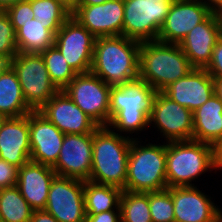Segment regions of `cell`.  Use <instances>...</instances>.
Returning <instances> with one entry per match:
<instances>
[{"instance_id":"1","label":"cell","mask_w":222,"mask_h":222,"mask_svg":"<svg viewBox=\"0 0 222 222\" xmlns=\"http://www.w3.org/2000/svg\"><path fill=\"white\" fill-rule=\"evenodd\" d=\"M140 46V42L123 35L97 37L90 72L109 86L137 79Z\"/></svg>"},{"instance_id":"2","label":"cell","mask_w":222,"mask_h":222,"mask_svg":"<svg viewBox=\"0 0 222 222\" xmlns=\"http://www.w3.org/2000/svg\"><path fill=\"white\" fill-rule=\"evenodd\" d=\"M131 141L129 136H121L108 126H99L93 133L92 168L88 181L125 190Z\"/></svg>"},{"instance_id":"3","label":"cell","mask_w":222,"mask_h":222,"mask_svg":"<svg viewBox=\"0 0 222 222\" xmlns=\"http://www.w3.org/2000/svg\"><path fill=\"white\" fill-rule=\"evenodd\" d=\"M156 91L140 78L111 86L109 128L129 134L149 126V113Z\"/></svg>"},{"instance_id":"4","label":"cell","mask_w":222,"mask_h":222,"mask_svg":"<svg viewBox=\"0 0 222 222\" xmlns=\"http://www.w3.org/2000/svg\"><path fill=\"white\" fill-rule=\"evenodd\" d=\"M192 69L179 44L158 40L141 43L138 78L146 81L156 92H162Z\"/></svg>"},{"instance_id":"5","label":"cell","mask_w":222,"mask_h":222,"mask_svg":"<svg viewBox=\"0 0 222 222\" xmlns=\"http://www.w3.org/2000/svg\"><path fill=\"white\" fill-rule=\"evenodd\" d=\"M208 169H219L213 145L193 139L166 142L167 188L194 186L190 182Z\"/></svg>"},{"instance_id":"6","label":"cell","mask_w":222,"mask_h":222,"mask_svg":"<svg viewBox=\"0 0 222 222\" xmlns=\"http://www.w3.org/2000/svg\"><path fill=\"white\" fill-rule=\"evenodd\" d=\"M132 138L127 163L125 191L155 192L167 189L166 144L139 145Z\"/></svg>"},{"instance_id":"7","label":"cell","mask_w":222,"mask_h":222,"mask_svg":"<svg viewBox=\"0 0 222 222\" xmlns=\"http://www.w3.org/2000/svg\"><path fill=\"white\" fill-rule=\"evenodd\" d=\"M11 67L17 74L23 97L33 111L41 109L59 91L50 79L41 54L18 52L11 60Z\"/></svg>"},{"instance_id":"8","label":"cell","mask_w":222,"mask_h":222,"mask_svg":"<svg viewBox=\"0 0 222 222\" xmlns=\"http://www.w3.org/2000/svg\"><path fill=\"white\" fill-rule=\"evenodd\" d=\"M174 0H124L123 36L142 42L158 39Z\"/></svg>"},{"instance_id":"9","label":"cell","mask_w":222,"mask_h":222,"mask_svg":"<svg viewBox=\"0 0 222 222\" xmlns=\"http://www.w3.org/2000/svg\"><path fill=\"white\" fill-rule=\"evenodd\" d=\"M63 90L99 126H108L111 86L100 77L92 72L79 73Z\"/></svg>"},{"instance_id":"10","label":"cell","mask_w":222,"mask_h":222,"mask_svg":"<svg viewBox=\"0 0 222 222\" xmlns=\"http://www.w3.org/2000/svg\"><path fill=\"white\" fill-rule=\"evenodd\" d=\"M44 210L58 222H85L84 181L56 176Z\"/></svg>"},{"instance_id":"11","label":"cell","mask_w":222,"mask_h":222,"mask_svg":"<svg viewBox=\"0 0 222 222\" xmlns=\"http://www.w3.org/2000/svg\"><path fill=\"white\" fill-rule=\"evenodd\" d=\"M149 124H155L167 142L193 139V112L156 92L149 113Z\"/></svg>"},{"instance_id":"12","label":"cell","mask_w":222,"mask_h":222,"mask_svg":"<svg viewBox=\"0 0 222 222\" xmlns=\"http://www.w3.org/2000/svg\"><path fill=\"white\" fill-rule=\"evenodd\" d=\"M96 37L70 16L55 35L54 45L68 64L79 73L91 70Z\"/></svg>"},{"instance_id":"13","label":"cell","mask_w":222,"mask_h":222,"mask_svg":"<svg viewBox=\"0 0 222 222\" xmlns=\"http://www.w3.org/2000/svg\"><path fill=\"white\" fill-rule=\"evenodd\" d=\"M92 152L93 133L65 134L59 157L52 168L57 176L88 181Z\"/></svg>"},{"instance_id":"14","label":"cell","mask_w":222,"mask_h":222,"mask_svg":"<svg viewBox=\"0 0 222 222\" xmlns=\"http://www.w3.org/2000/svg\"><path fill=\"white\" fill-rule=\"evenodd\" d=\"M71 16L93 36L123 35L124 0H108L91 6H72Z\"/></svg>"},{"instance_id":"15","label":"cell","mask_w":222,"mask_h":222,"mask_svg":"<svg viewBox=\"0 0 222 222\" xmlns=\"http://www.w3.org/2000/svg\"><path fill=\"white\" fill-rule=\"evenodd\" d=\"M212 12L200 0H174L165 22L161 26L158 41L180 44L197 24Z\"/></svg>"},{"instance_id":"16","label":"cell","mask_w":222,"mask_h":222,"mask_svg":"<svg viewBox=\"0 0 222 222\" xmlns=\"http://www.w3.org/2000/svg\"><path fill=\"white\" fill-rule=\"evenodd\" d=\"M38 111L64 134L94 133L99 127L71 100L64 90H59Z\"/></svg>"},{"instance_id":"17","label":"cell","mask_w":222,"mask_h":222,"mask_svg":"<svg viewBox=\"0 0 222 222\" xmlns=\"http://www.w3.org/2000/svg\"><path fill=\"white\" fill-rule=\"evenodd\" d=\"M175 222H222V211L195 186L169 187Z\"/></svg>"},{"instance_id":"18","label":"cell","mask_w":222,"mask_h":222,"mask_svg":"<svg viewBox=\"0 0 222 222\" xmlns=\"http://www.w3.org/2000/svg\"><path fill=\"white\" fill-rule=\"evenodd\" d=\"M61 132L39 111L29 113L30 161L53 166L64 139Z\"/></svg>"},{"instance_id":"19","label":"cell","mask_w":222,"mask_h":222,"mask_svg":"<svg viewBox=\"0 0 222 222\" xmlns=\"http://www.w3.org/2000/svg\"><path fill=\"white\" fill-rule=\"evenodd\" d=\"M221 36L218 14L211 13L187 33L179 46L193 68L205 69L211 61L213 48Z\"/></svg>"},{"instance_id":"20","label":"cell","mask_w":222,"mask_h":222,"mask_svg":"<svg viewBox=\"0 0 222 222\" xmlns=\"http://www.w3.org/2000/svg\"><path fill=\"white\" fill-rule=\"evenodd\" d=\"M162 92L171 100L194 112L215 93L214 80L206 69L193 68L186 76L171 83Z\"/></svg>"},{"instance_id":"21","label":"cell","mask_w":222,"mask_h":222,"mask_svg":"<svg viewBox=\"0 0 222 222\" xmlns=\"http://www.w3.org/2000/svg\"><path fill=\"white\" fill-rule=\"evenodd\" d=\"M29 114L2 118L0 122V159L20 168L30 161Z\"/></svg>"},{"instance_id":"22","label":"cell","mask_w":222,"mask_h":222,"mask_svg":"<svg viewBox=\"0 0 222 222\" xmlns=\"http://www.w3.org/2000/svg\"><path fill=\"white\" fill-rule=\"evenodd\" d=\"M56 176L52 166L29 161L18 169L16 187L33 210H44Z\"/></svg>"},{"instance_id":"23","label":"cell","mask_w":222,"mask_h":222,"mask_svg":"<svg viewBox=\"0 0 222 222\" xmlns=\"http://www.w3.org/2000/svg\"><path fill=\"white\" fill-rule=\"evenodd\" d=\"M193 140L214 147L222 140V102L215 93L193 112Z\"/></svg>"},{"instance_id":"24","label":"cell","mask_w":222,"mask_h":222,"mask_svg":"<svg viewBox=\"0 0 222 222\" xmlns=\"http://www.w3.org/2000/svg\"><path fill=\"white\" fill-rule=\"evenodd\" d=\"M32 111L23 97L17 74L10 66L0 77V116L22 117Z\"/></svg>"},{"instance_id":"25","label":"cell","mask_w":222,"mask_h":222,"mask_svg":"<svg viewBox=\"0 0 222 222\" xmlns=\"http://www.w3.org/2000/svg\"><path fill=\"white\" fill-rule=\"evenodd\" d=\"M16 31L18 52L38 53L54 45L55 35L35 18L27 23H11Z\"/></svg>"},{"instance_id":"26","label":"cell","mask_w":222,"mask_h":222,"mask_svg":"<svg viewBox=\"0 0 222 222\" xmlns=\"http://www.w3.org/2000/svg\"><path fill=\"white\" fill-rule=\"evenodd\" d=\"M122 192L121 188L115 186L84 181L86 215H95L120 208Z\"/></svg>"},{"instance_id":"27","label":"cell","mask_w":222,"mask_h":222,"mask_svg":"<svg viewBox=\"0 0 222 222\" xmlns=\"http://www.w3.org/2000/svg\"><path fill=\"white\" fill-rule=\"evenodd\" d=\"M36 20L46 25L54 35L71 16V7L62 0H28Z\"/></svg>"},{"instance_id":"28","label":"cell","mask_w":222,"mask_h":222,"mask_svg":"<svg viewBox=\"0 0 222 222\" xmlns=\"http://www.w3.org/2000/svg\"><path fill=\"white\" fill-rule=\"evenodd\" d=\"M33 209L16 186L0 190V215L3 222H30Z\"/></svg>"},{"instance_id":"29","label":"cell","mask_w":222,"mask_h":222,"mask_svg":"<svg viewBox=\"0 0 222 222\" xmlns=\"http://www.w3.org/2000/svg\"><path fill=\"white\" fill-rule=\"evenodd\" d=\"M122 222H152L149 207V192L123 190L120 199Z\"/></svg>"},{"instance_id":"30","label":"cell","mask_w":222,"mask_h":222,"mask_svg":"<svg viewBox=\"0 0 222 222\" xmlns=\"http://www.w3.org/2000/svg\"><path fill=\"white\" fill-rule=\"evenodd\" d=\"M40 54L44 59L53 84L59 90H63L76 77L77 73L55 45L50 46Z\"/></svg>"},{"instance_id":"31","label":"cell","mask_w":222,"mask_h":222,"mask_svg":"<svg viewBox=\"0 0 222 222\" xmlns=\"http://www.w3.org/2000/svg\"><path fill=\"white\" fill-rule=\"evenodd\" d=\"M149 207L152 222H175L172 195L168 189L149 192Z\"/></svg>"},{"instance_id":"32","label":"cell","mask_w":222,"mask_h":222,"mask_svg":"<svg viewBox=\"0 0 222 222\" xmlns=\"http://www.w3.org/2000/svg\"><path fill=\"white\" fill-rule=\"evenodd\" d=\"M18 53L16 31L5 11H0V56L12 60Z\"/></svg>"},{"instance_id":"33","label":"cell","mask_w":222,"mask_h":222,"mask_svg":"<svg viewBox=\"0 0 222 222\" xmlns=\"http://www.w3.org/2000/svg\"><path fill=\"white\" fill-rule=\"evenodd\" d=\"M5 12L8 14L11 23H27L35 18L28 0L20 1L15 5L8 7Z\"/></svg>"},{"instance_id":"34","label":"cell","mask_w":222,"mask_h":222,"mask_svg":"<svg viewBox=\"0 0 222 222\" xmlns=\"http://www.w3.org/2000/svg\"><path fill=\"white\" fill-rule=\"evenodd\" d=\"M18 167L0 159V190L16 186Z\"/></svg>"},{"instance_id":"35","label":"cell","mask_w":222,"mask_h":222,"mask_svg":"<svg viewBox=\"0 0 222 222\" xmlns=\"http://www.w3.org/2000/svg\"><path fill=\"white\" fill-rule=\"evenodd\" d=\"M205 69L213 78H222V36L213 48L211 61Z\"/></svg>"},{"instance_id":"36","label":"cell","mask_w":222,"mask_h":222,"mask_svg":"<svg viewBox=\"0 0 222 222\" xmlns=\"http://www.w3.org/2000/svg\"><path fill=\"white\" fill-rule=\"evenodd\" d=\"M85 222H122L120 208H116V213L114 210H110L95 215H86Z\"/></svg>"},{"instance_id":"37","label":"cell","mask_w":222,"mask_h":222,"mask_svg":"<svg viewBox=\"0 0 222 222\" xmlns=\"http://www.w3.org/2000/svg\"><path fill=\"white\" fill-rule=\"evenodd\" d=\"M30 222H58V221L45 210H33Z\"/></svg>"},{"instance_id":"38","label":"cell","mask_w":222,"mask_h":222,"mask_svg":"<svg viewBox=\"0 0 222 222\" xmlns=\"http://www.w3.org/2000/svg\"><path fill=\"white\" fill-rule=\"evenodd\" d=\"M212 13H219L222 10V0H200Z\"/></svg>"},{"instance_id":"39","label":"cell","mask_w":222,"mask_h":222,"mask_svg":"<svg viewBox=\"0 0 222 222\" xmlns=\"http://www.w3.org/2000/svg\"><path fill=\"white\" fill-rule=\"evenodd\" d=\"M105 1H108V0H74V3L72 6L98 5V4H103Z\"/></svg>"},{"instance_id":"40","label":"cell","mask_w":222,"mask_h":222,"mask_svg":"<svg viewBox=\"0 0 222 222\" xmlns=\"http://www.w3.org/2000/svg\"><path fill=\"white\" fill-rule=\"evenodd\" d=\"M213 80H214V92L222 102V78H213Z\"/></svg>"},{"instance_id":"41","label":"cell","mask_w":222,"mask_h":222,"mask_svg":"<svg viewBox=\"0 0 222 222\" xmlns=\"http://www.w3.org/2000/svg\"><path fill=\"white\" fill-rule=\"evenodd\" d=\"M11 66V60L0 56V77Z\"/></svg>"},{"instance_id":"42","label":"cell","mask_w":222,"mask_h":222,"mask_svg":"<svg viewBox=\"0 0 222 222\" xmlns=\"http://www.w3.org/2000/svg\"><path fill=\"white\" fill-rule=\"evenodd\" d=\"M215 152H216L217 164H218L219 170H220L222 168V140L215 147Z\"/></svg>"},{"instance_id":"43","label":"cell","mask_w":222,"mask_h":222,"mask_svg":"<svg viewBox=\"0 0 222 222\" xmlns=\"http://www.w3.org/2000/svg\"><path fill=\"white\" fill-rule=\"evenodd\" d=\"M25 0H0V11H5L8 7Z\"/></svg>"},{"instance_id":"44","label":"cell","mask_w":222,"mask_h":222,"mask_svg":"<svg viewBox=\"0 0 222 222\" xmlns=\"http://www.w3.org/2000/svg\"><path fill=\"white\" fill-rule=\"evenodd\" d=\"M218 17H219V20H220L221 32H222V10L218 13Z\"/></svg>"},{"instance_id":"45","label":"cell","mask_w":222,"mask_h":222,"mask_svg":"<svg viewBox=\"0 0 222 222\" xmlns=\"http://www.w3.org/2000/svg\"><path fill=\"white\" fill-rule=\"evenodd\" d=\"M64 2H66L70 7H72L74 0H62Z\"/></svg>"}]
</instances>
